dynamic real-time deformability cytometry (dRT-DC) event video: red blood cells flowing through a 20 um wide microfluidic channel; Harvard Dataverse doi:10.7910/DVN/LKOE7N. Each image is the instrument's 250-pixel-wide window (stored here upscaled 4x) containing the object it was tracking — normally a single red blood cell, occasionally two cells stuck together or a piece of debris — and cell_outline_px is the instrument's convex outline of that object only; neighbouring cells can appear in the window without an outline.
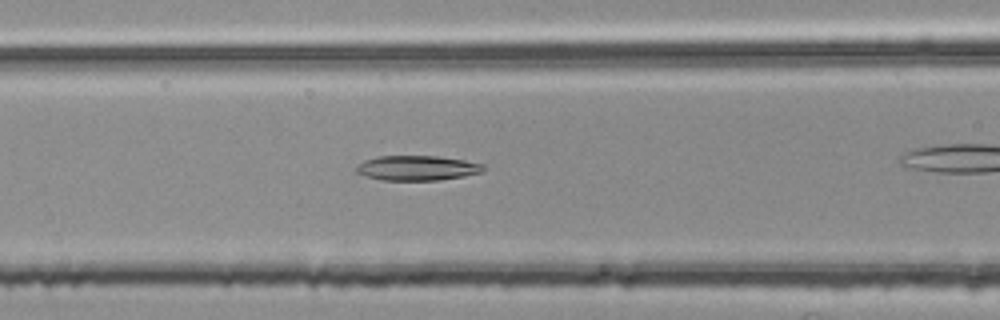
{"species": "common noctule bat (a hibernating species)", "species_latin": "Nyctalus noctula", "temperature_condition": "room temperature", "stored_images_in_passage": 20, "camera_frame_rate_fps": 3000, "um_per_image_px": 0.085, "animal": {"sex": "female", "body_mass_g": 25.1}, "frame": {"image": 1, "passage_image": 7, "time_ms": 2.0, "image_size_px": [1000, 320], "cell_outline_px": [[484, 172], [464, 176], [440, 180], [384, 180], [368, 176], [356, 172], [356, 168], [364, 160], [376, 156], [436, 156], [464, 160], [484, 164]], "centroid_in_image_um": [35.5, 14.27], "position_along_channel_um": 131.1, "area_um2": 18.32}}